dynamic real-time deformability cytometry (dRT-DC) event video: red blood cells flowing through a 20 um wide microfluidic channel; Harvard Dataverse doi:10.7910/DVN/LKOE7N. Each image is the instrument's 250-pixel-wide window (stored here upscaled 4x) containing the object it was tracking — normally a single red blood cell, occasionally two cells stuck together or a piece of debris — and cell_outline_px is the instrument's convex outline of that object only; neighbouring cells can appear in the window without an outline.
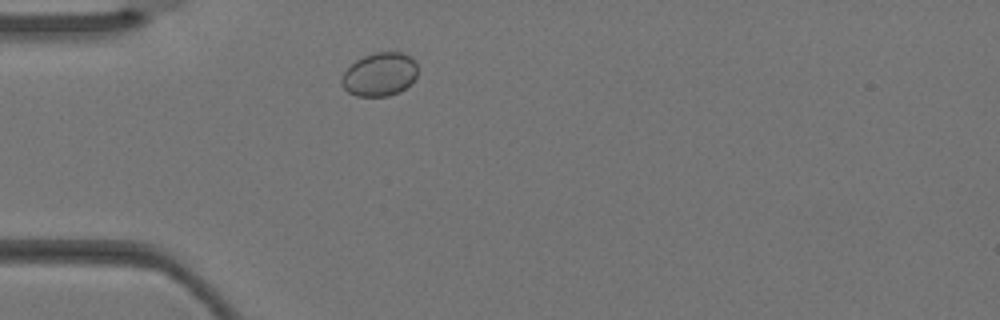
{"species": "Egyptian fruit bat (a non-hibernating species)", "species_latin": "Rousettus aegyptiacus", "temperature_condition": "warm", "stored_images_in_passage": 1, "camera_frame_rate_fps": 3000, "um_per_image_px": 0.085, "animal": {"sex": "female"}, "frame": {"image": 1, "passage_image": 1, "time_ms": 0.0, "image_size_px": [1000, 320], "cell_outline_px": [[416, 76], [400, 92], [388, 96], [356, 96], [348, 92], [340, 84], [340, 80], [344, 72], [356, 60], [364, 56], [376, 52], [400, 52], [408, 56], [416, 64]], "centroid_in_image_um": [32.22, 6.34], "position_along_channel_um": 52.8, "area_um2": 19.02}}